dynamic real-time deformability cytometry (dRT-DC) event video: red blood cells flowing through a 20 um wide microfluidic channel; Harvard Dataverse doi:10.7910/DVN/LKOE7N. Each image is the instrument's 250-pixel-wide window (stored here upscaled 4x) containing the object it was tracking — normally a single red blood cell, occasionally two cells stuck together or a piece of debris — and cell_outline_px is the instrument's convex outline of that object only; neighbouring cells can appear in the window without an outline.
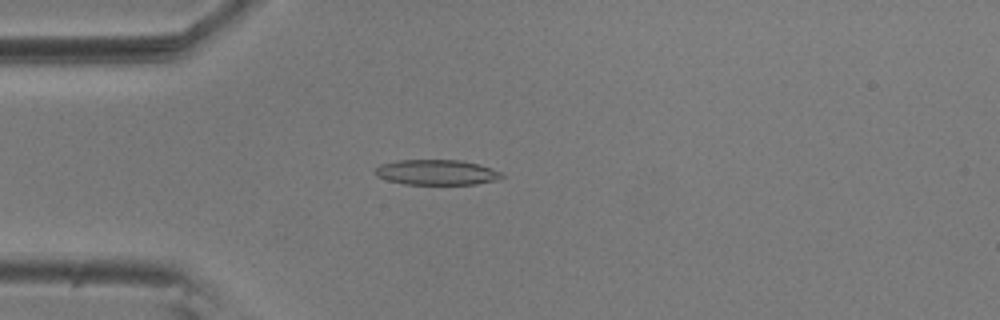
{"species": "common noctule bat (a hibernating species)", "species_latin": "Nyctalus noctula", "temperature_condition": "room temperature", "stored_images_in_passage": 23, "camera_frame_rate_fps": 3000, "um_per_image_px": 0.085, "animal": {"sex": "male", "body_mass_g": 20.5, "forearm_length_mm": 52.5}, "frame": {"image": 1, "passage_image": 2, "time_ms": 0.333, "image_size_px": [1000, 320], "cell_outline_px": [[504, 176], [496, 180], [476, 184], [404, 184], [388, 180], [376, 176], [372, 172], [380, 164], [396, 160], [460, 160], [492, 168], [500, 172]], "centroid_in_image_um": [37.06, 14.64], "position_along_channel_um": 47.9, "area_um2": 18.61}}
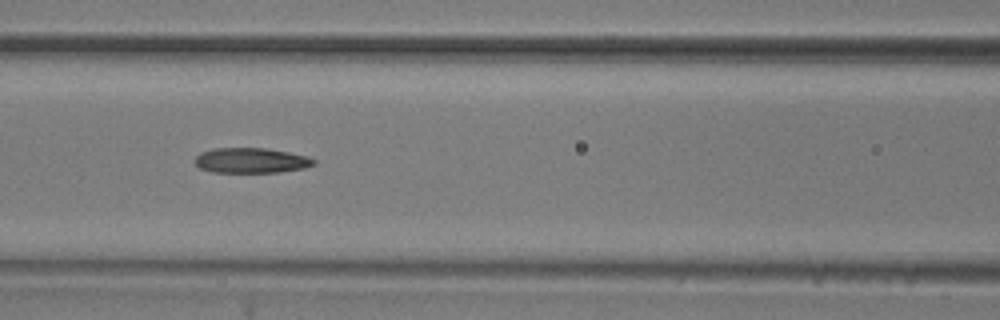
{"frame": {"image": 2, "passage_image": 11, "time_ms": 3.333, "image_size_px": [1000, 320], "cell_outline_px": [[316, 164], [304, 168], [280, 172], [212, 172], [200, 168], [196, 164], [196, 156], [200, 152], [212, 148], [264, 148], [288, 152], [308, 156], [316, 160]], "centroid_in_image_um": [21.36, 13.63], "position_along_channel_um": 145.2, "area_um2": 17.46}}
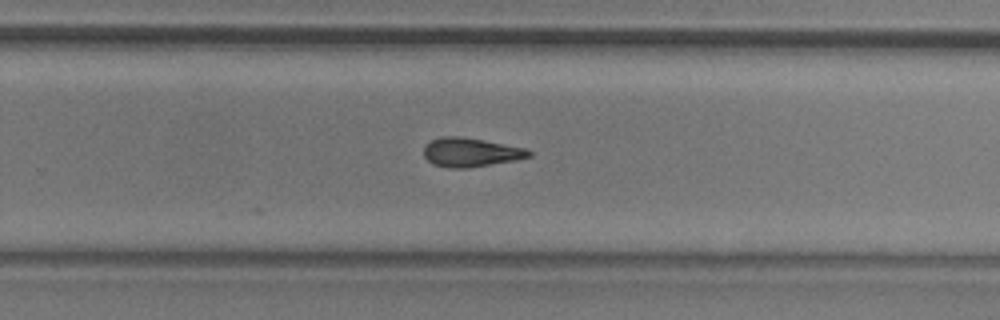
{"frame": {"image": 3, "passage_image": 23, "time_ms": 7.333, "image_size_px": [1000, 320], "cell_outline_px": [[532, 156], [516, 160], [468, 168], [448, 168], [432, 164], [424, 156], [424, 148], [432, 140], [440, 136], [460, 136], [484, 140], [524, 148], [532, 152]], "centroid_in_image_um": [40.0, 12.95], "position_along_channel_um": 289.8, "area_um2": 17.69}}